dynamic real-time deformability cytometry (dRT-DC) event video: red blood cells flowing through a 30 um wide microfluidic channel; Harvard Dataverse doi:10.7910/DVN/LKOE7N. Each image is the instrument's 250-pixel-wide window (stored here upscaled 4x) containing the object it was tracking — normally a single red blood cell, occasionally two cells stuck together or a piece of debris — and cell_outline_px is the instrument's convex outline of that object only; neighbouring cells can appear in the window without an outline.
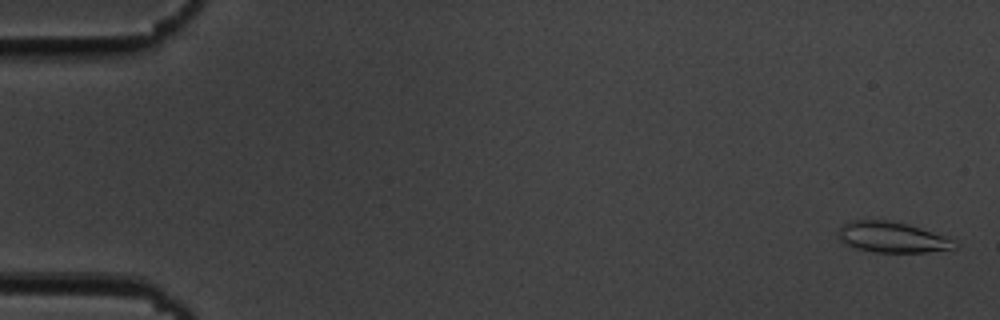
{"species": "common noctule bat (a hibernating species)", "species_latin": "Nyctalus noctula", "temperature_condition": "cold", "stored_images_in_passage": 55, "camera_frame_rate_fps": 3000, "um_per_image_px": 0.085, "animal": {"sex": "male", "body_mass_g": 19.5, "forearm_length_mm": 54.6}, "frame": {"image": 1, "passage_image": 1, "time_ms": 0.0, "image_size_px": [1000, 320], "cell_outline_px": [[956, 248], [924, 252], [876, 252], [856, 248], [844, 244], [840, 240], [836, 232], [844, 224], [852, 220], [888, 220], [908, 224], [944, 236], [952, 240], [956, 244]], "centroid_in_image_um": [75.77, 20.16], "position_along_channel_um": 9.2, "area_um2": 20.58}}
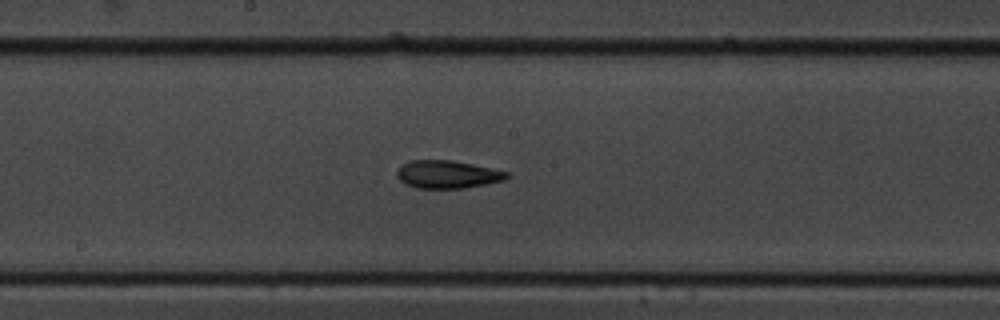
{"frame": {"image": 2, "passage_image": 29, "time_ms": 9.333, "image_size_px": [1000, 320], "cell_outline_px": [[508, 176], [504, 180], [464, 188], [416, 188], [400, 180], [396, 176], [396, 168], [400, 164], [408, 160], [452, 160], [472, 164], [508, 172]], "centroid_in_image_um": [37.96, 14.81], "position_along_channel_um": 210.2, "area_um2": 17.8}}
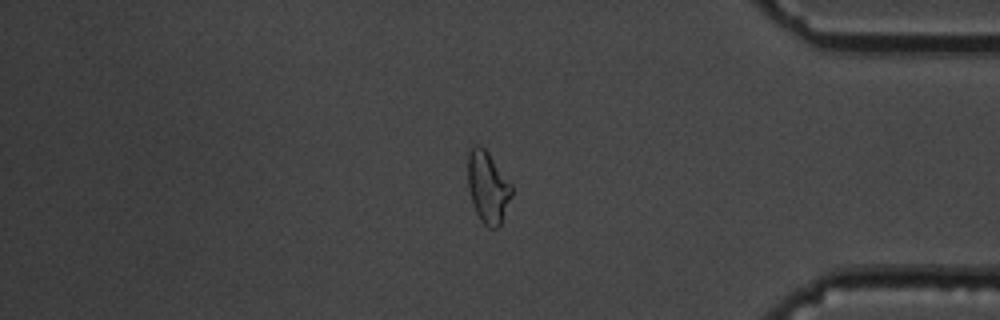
{"frame": {"image": 3, "passage_image": 46, "time_ms": 15.0, "image_size_px": [1000, 320], "cell_outline_px": [[512, 196], [500, 224], [496, 228], [488, 228], [480, 220], [472, 204], [468, 188], [468, 152], [472, 144], [480, 144], [488, 152], [512, 184]], "centroid_in_image_um": [41.45, 15.89], "position_along_channel_um": 393.7, "area_um2": 18.5}, "authors_computed_cell_mechanics": {"area_um2": 18.0914, "velocity_mm_per_s": 3.6551, "shape_relaxation_time_tau1_ms": 4.8576, "shape_relaxation_time_tau2_ms": 3.864, "deformation_change_tau1": 0.1516, "deformation_change_tau2": 0.0907}}